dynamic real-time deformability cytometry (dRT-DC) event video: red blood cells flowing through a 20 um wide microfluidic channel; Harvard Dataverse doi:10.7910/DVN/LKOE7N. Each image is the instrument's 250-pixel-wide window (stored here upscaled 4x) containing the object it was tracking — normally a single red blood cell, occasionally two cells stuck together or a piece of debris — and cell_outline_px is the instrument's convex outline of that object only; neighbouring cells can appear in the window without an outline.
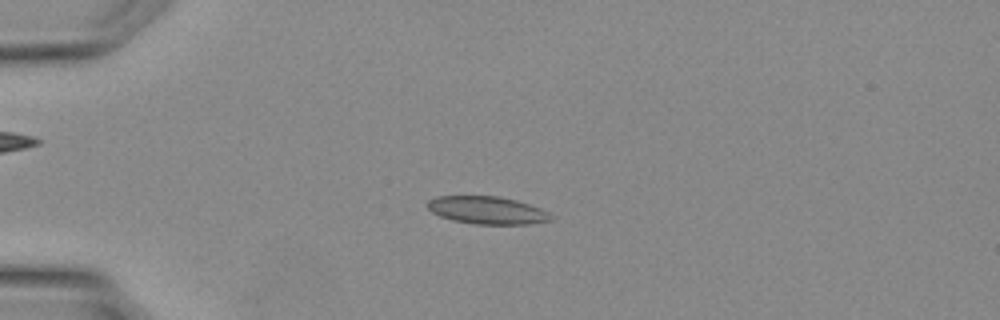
{"species": "Egyptian fruit bat (a non-hibernating species)", "species_latin": "Rousettus aegyptiacus", "temperature_condition": "warm", "stored_images_in_passage": 27, "camera_frame_rate_fps": 3000, "um_per_image_px": 0.085, "animal": {"sex": "female"}, "frame": {"image": 1, "passage_image": 1, "time_ms": 0.0, "image_size_px": [1000, 320], "cell_outline_px": [[552, 220], [528, 224], [476, 224], [452, 220], [440, 216], [432, 212], [424, 204], [428, 200], [436, 196], [500, 196], [516, 200], [540, 208], [548, 212], [552, 216]], "centroid_in_image_um": [41.37, 17.86], "position_along_channel_um": 43.6, "area_um2": 19.94}}
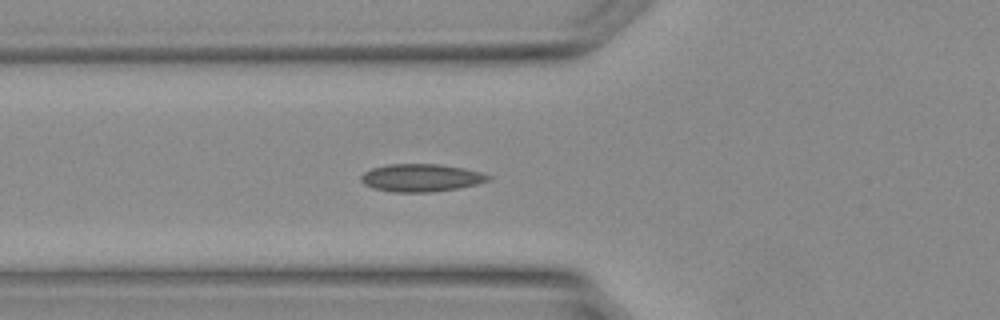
{"frame": {"image": 2, "passage_image": 5, "time_ms": 1.333, "image_size_px": [1000, 320], "cell_outline_px": [[492, 180], [460, 188], [432, 192], [392, 192], [372, 188], [364, 184], [360, 180], [360, 176], [364, 172], [372, 168], [388, 164], [440, 164], [464, 168], [480, 172], [492, 176]], "centroid_in_image_um": [35.8, 15.11], "position_along_channel_um": 90.0, "area_um2": 20.75}}
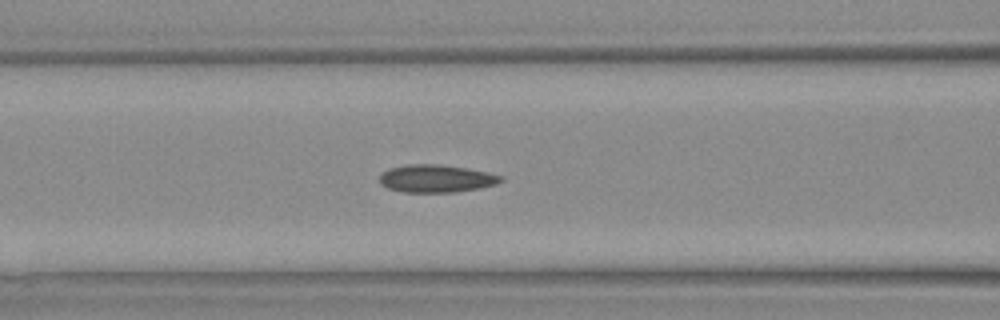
{"frame": {"image": 3, "passage_image": 7, "time_ms": 2.0, "image_size_px": [1000, 320], "cell_outline_px": [[504, 180], [496, 184], [480, 188], [456, 192], [404, 192], [388, 188], [380, 184], [380, 172], [388, 168], [408, 164], [440, 164], [488, 172], [504, 176]], "centroid_in_image_um": [37.07, 15.17], "position_along_channel_um": 129.5, "area_um2": 19.71}}